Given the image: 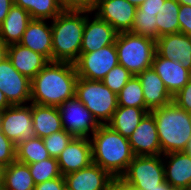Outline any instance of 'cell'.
<instances>
[{
  "label": "cell",
  "instance_id": "1",
  "mask_svg": "<svg viewBox=\"0 0 191 190\" xmlns=\"http://www.w3.org/2000/svg\"><path fill=\"white\" fill-rule=\"evenodd\" d=\"M77 79L73 63L48 62L31 80V103L59 107L75 96Z\"/></svg>",
  "mask_w": 191,
  "mask_h": 190
},
{
  "label": "cell",
  "instance_id": "2",
  "mask_svg": "<svg viewBox=\"0 0 191 190\" xmlns=\"http://www.w3.org/2000/svg\"><path fill=\"white\" fill-rule=\"evenodd\" d=\"M92 160L113 178L121 177L135 157L128 138L107 124H100L90 137Z\"/></svg>",
  "mask_w": 191,
  "mask_h": 190
},
{
  "label": "cell",
  "instance_id": "3",
  "mask_svg": "<svg viewBox=\"0 0 191 190\" xmlns=\"http://www.w3.org/2000/svg\"><path fill=\"white\" fill-rule=\"evenodd\" d=\"M85 11L63 10L51 20L52 62L75 63L80 56Z\"/></svg>",
  "mask_w": 191,
  "mask_h": 190
},
{
  "label": "cell",
  "instance_id": "4",
  "mask_svg": "<svg viewBox=\"0 0 191 190\" xmlns=\"http://www.w3.org/2000/svg\"><path fill=\"white\" fill-rule=\"evenodd\" d=\"M150 112L155 118L162 155L185 152L191 140V113L173 101Z\"/></svg>",
  "mask_w": 191,
  "mask_h": 190
},
{
  "label": "cell",
  "instance_id": "5",
  "mask_svg": "<svg viewBox=\"0 0 191 190\" xmlns=\"http://www.w3.org/2000/svg\"><path fill=\"white\" fill-rule=\"evenodd\" d=\"M115 48L119 65L133 75H138L151 68L156 53V41L130 31L120 32L115 40Z\"/></svg>",
  "mask_w": 191,
  "mask_h": 190
},
{
  "label": "cell",
  "instance_id": "6",
  "mask_svg": "<svg viewBox=\"0 0 191 190\" xmlns=\"http://www.w3.org/2000/svg\"><path fill=\"white\" fill-rule=\"evenodd\" d=\"M75 96L92 113L99 124H107L118 108L117 94L102 81H91L78 77Z\"/></svg>",
  "mask_w": 191,
  "mask_h": 190
},
{
  "label": "cell",
  "instance_id": "7",
  "mask_svg": "<svg viewBox=\"0 0 191 190\" xmlns=\"http://www.w3.org/2000/svg\"><path fill=\"white\" fill-rule=\"evenodd\" d=\"M121 178L130 186L149 190L165 182L162 155L135 156Z\"/></svg>",
  "mask_w": 191,
  "mask_h": 190
},
{
  "label": "cell",
  "instance_id": "8",
  "mask_svg": "<svg viewBox=\"0 0 191 190\" xmlns=\"http://www.w3.org/2000/svg\"><path fill=\"white\" fill-rule=\"evenodd\" d=\"M58 108L63 129L74 137L90 138L100 125L76 96L63 102Z\"/></svg>",
  "mask_w": 191,
  "mask_h": 190
},
{
  "label": "cell",
  "instance_id": "9",
  "mask_svg": "<svg viewBox=\"0 0 191 190\" xmlns=\"http://www.w3.org/2000/svg\"><path fill=\"white\" fill-rule=\"evenodd\" d=\"M119 64L115 43L100 48L99 50L80 53L74 63L78 77L102 81L106 74Z\"/></svg>",
  "mask_w": 191,
  "mask_h": 190
},
{
  "label": "cell",
  "instance_id": "10",
  "mask_svg": "<svg viewBox=\"0 0 191 190\" xmlns=\"http://www.w3.org/2000/svg\"><path fill=\"white\" fill-rule=\"evenodd\" d=\"M0 130L15 145L33 138L31 103L11 105L0 112Z\"/></svg>",
  "mask_w": 191,
  "mask_h": 190
},
{
  "label": "cell",
  "instance_id": "11",
  "mask_svg": "<svg viewBox=\"0 0 191 190\" xmlns=\"http://www.w3.org/2000/svg\"><path fill=\"white\" fill-rule=\"evenodd\" d=\"M0 90L10 105L31 103V80L19 73L7 56L0 61Z\"/></svg>",
  "mask_w": 191,
  "mask_h": 190
},
{
  "label": "cell",
  "instance_id": "12",
  "mask_svg": "<svg viewBox=\"0 0 191 190\" xmlns=\"http://www.w3.org/2000/svg\"><path fill=\"white\" fill-rule=\"evenodd\" d=\"M85 11V26L80 53H89L115 43L118 32L106 21L101 20L95 12Z\"/></svg>",
  "mask_w": 191,
  "mask_h": 190
},
{
  "label": "cell",
  "instance_id": "13",
  "mask_svg": "<svg viewBox=\"0 0 191 190\" xmlns=\"http://www.w3.org/2000/svg\"><path fill=\"white\" fill-rule=\"evenodd\" d=\"M136 9L127 0H101L93 12L120 33L132 31Z\"/></svg>",
  "mask_w": 191,
  "mask_h": 190
},
{
  "label": "cell",
  "instance_id": "14",
  "mask_svg": "<svg viewBox=\"0 0 191 190\" xmlns=\"http://www.w3.org/2000/svg\"><path fill=\"white\" fill-rule=\"evenodd\" d=\"M128 141L135 156L162 155L155 118L151 112L141 119Z\"/></svg>",
  "mask_w": 191,
  "mask_h": 190
},
{
  "label": "cell",
  "instance_id": "15",
  "mask_svg": "<svg viewBox=\"0 0 191 190\" xmlns=\"http://www.w3.org/2000/svg\"><path fill=\"white\" fill-rule=\"evenodd\" d=\"M57 161L62 176L89 166L93 162L90 138L74 137Z\"/></svg>",
  "mask_w": 191,
  "mask_h": 190
},
{
  "label": "cell",
  "instance_id": "16",
  "mask_svg": "<svg viewBox=\"0 0 191 190\" xmlns=\"http://www.w3.org/2000/svg\"><path fill=\"white\" fill-rule=\"evenodd\" d=\"M156 53L191 71V36L180 32L161 36L156 41Z\"/></svg>",
  "mask_w": 191,
  "mask_h": 190
},
{
  "label": "cell",
  "instance_id": "17",
  "mask_svg": "<svg viewBox=\"0 0 191 190\" xmlns=\"http://www.w3.org/2000/svg\"><path fill=\"white\" fill-rule=\"evenodd\" d=\"M66 190H105L113 177L95 163L63 176Z\"/></svg>",
  "mask_w": 191,
  "mask_h": 190
},
{
  "label": "cell",
  "instance_id": "18",
  "mask_svg": "<svg viewBox=\"0 0 191 190\" xmlns=\"http://www.w3.org/2000/svg\"><path fill=\"white\" fill-rule=\"evenodd\" d=\"M165 181L175 188L191 190V155L173 152L162 155Z\"/></svg>",
  "mask_w": 191,
  "mask_h": 190
},
{
  "label": "cell",
  "instance_id": "19",
  "mask_svg": "<svg viewBox=\"0 0 191 190\" xmlns=\"http://www.w3.org/2000/svg\"><path fill=\"white\" fill-rule=\"evenodd\" d=\"M19 43L52 62V28L47 20L32 19Z\"/></svg>",
  "mask_w": 191,
  "mask_h": 190
},
{
  "label": "cell",
  "instance_id": "20",
  "mask_svg": "<svg viewBox=\"0 0 191 190\" xmlns=\"http://www.w3.org/2000/svg\"><path fill=\"white\" fill-rule=\"evenodd\" d=\"M151 67L162 79L172 96L177 94L191 78V71L179 62L160 57L157 53L154 55Z\"/></svg>",
  "mask_w": 191,
  "mask_h": 190
},
{
  "label": "cell",
  "instance_id": "21",
  "mask_svg": "<svg viewBox=\"0 0 191 190\" xmlns=\"http://www.w3.org/2000/svg\"><path fill=\"white\" fill-rule=\"evenodd\" d=\"M143 89L145 108L150 112L173 101L162 79L151 67L136 75Z\"/></svg>",
  "mask_w": 191,
  "mask_h": 190
},
{
  "label": "cell",
  "instance_id": "22",
  "mask_svg": "<svg viewBox=\"0 0 191 190\" xmlns=\"http://www.w3.org/2000/svg\"><path fill=\"white\" fill-rule=\"evenodd\" d=\"M7 57L13 67L30 80L49 62L41 54L34 52L20 43L7 46Z\"/></svg>",
  "mask_w": 191,
  "mask_h": 190
},
{
  "label": "cell",
  "instance_id": "23",
  "mask_svg": "<svg viewBox=\"0 0 191 190\" xmlns=\"http://www.w3.org/2000/svg\"><path fill=\"white\" fill-rule=\"evenodd\" d=\"M31 20L26 10L14 4L0 25V40L7 46L19 43Z\"/></svg>",
  "mask_w": 191,
  "mask_h": 190
},
{
  "label": "cell",
  "instance_id": "24",
  "mask_svg": "<svg viewBox=\"0 0 191 190\" xmlns=\"http://www.w3.org/2000/svg\"><path fill=\"white\" fill-rule=\"evenodd\" d=\"M34 135L45 138L63 130L59 108L31 103Z\"/></svg>",
  "mask_w": 191,
  "mask_h": 190
},
{
  "label": "cell",
  "instance_id": "25",
  "mask_svg": "<svg viewBox=\"0 0 191 190\" xmlns=\"http://www.w3.org/2000/svg\"><path fill=\"white\" fill-rule=\"evenodd\" d=\"M147 112L146 108L118 106L107 125L129 138Z\"/></svg>",
  "mask_w": 191,
  "mask_h": 190
},
{
  "label": "cell",
  "instance_id": "26",
  "mask_svg": "<svg viewBox=\"0 0 191 190\" xmlns=\"http://www.w3.org/2000/svg\"><path fill=\"white\" fill-rule=\"evenodd\" d=\"M35 183L28 164L15 160L3 170V190H34Z\"/></svg>",
  "mask_w": 191,
  "mask_h": 190
},
{
  "label": "cell",
  "instance_id": "27",
  "mask_svg": "<svg viewBox=\"0 0 191 190\" xmlns=\"http://www.w3.org/2000/svg\"><path fill=\"white\" fill-rule=\"evenodd\" d=\"M14 4L40 20H53L64 10L60 0H14Z\"/></svg>",
  "mask_w": 191,
  "mask_h": 190
},
{
  "label": "cell",
  "instance_id": "28",
  "mask_svg": "<svg viewBox=\"0 0 191 190\" xmlns=\"http://www.w3.org/2000/svg\"><path fill=\"white\" fill-rule=\"evenodd\" d=\"M50 158L43 139L34 136L16 144V160L25 164L41 162Z\"/></svg>",
  "mask_w": 191,
  "mask_h": 190
},
{
  "label": "cell",
  "instance_id": "29",
  "mask_svg": "<svg viewBox=\"0 0 191 190\" xmlns=\"http://www.w3.org/2000/svg\"><path fill=\"white\" fill-rule=\"evenodd\" d=\"M179 9L180 3L177 0H165L161 13L156 14L157 34L159 37L179 33Z\"/></svg>",
  "mask_w": 191,
  "mask_h": 190
},
{
  "label": "cell",
  "instance_id": "30",
  "mask_svg": "<svg viewBox=\"0 0 191 190\" xmlns=\"http://www.w3.org/2000/svg\"><path fill=\"white\" fill-rule=\"evenodd\" d=\"M118 106L145 108L143 89L139 78L133 75L117 94Z\"/></svg>",
  "mask_w": 191,
  "mask_h": 190
},
{
  "label": "cell",
  "instance_id": "31",
  "mask_svg": "<svg viewBox=\"0 0 191 190\" xmlns=\"http://www.w3.org/2000/svg\"><path fill=\"white\" fill-rule=\"evenodd\" d=\"M28 167L35 184L62 176L56 158L50 157L41 162L28 164Z\"/></svg>",
  "mask_w": 191,
  "mask_h": 190
},
{
  "label": "cell",
  "instance_id": "32",
  "mask_svg": "<svg viewBox=\"0 0 191 190\" xmlns=\"http://www.w3.org/2000/svg\"><path fill=\"white\" fill-rule=\"evenodd\" d=\"M131 32L157 41L159 36L157 34L156 14L145 13L136 9Z\"/></svg>",
  "mask_w": 191,
  "mask_h": 190
},
{
  "label": "cell",
  "instance_id": "33",
  "mask_svg": "<svg viewBox=\"0 0 191 190\" xmlns=\"http://www.w3.org/2000/svg\"><path fill=\"white\" fill-rule=\"evenodd\" d=\"M73 138L74 136L72 134L63 129L42 139L50 157L58 159Z\"/></svg>",
  "mask_w": 191,
  "mask_h": 190
},
{
  "label": "cell",
  "instance_id": "34",
  "mask_svg": "<svg viewBox=\"0 0 191 190\" xmlns=\"http://www.w3.org/2000/svg\"><path fill=\"white\" fill-rule=\"evenodd\" d=\"M132 76L133 74L131 72H129L122 65L118 64L106 74L102 82L112 92L118 94Z\"/></svg>",
  "mask_w": 191,
  "mask_h": 190
},
{
  "label": "cell",
  "instance_id": "35",
  "mask_svg": "<svg viewBox=\"0 0 191 190\" xmlns=\"http://www.w3.org/2000/svg\"><path fill=\"white\" fill-rule=\"evenodd\" d=\"M16 160V145L0 130V165L6 167Z\"/></svg>",
  "mask_w": 191,
  "mask_h": 190
},
{
  "label": "cell",
  "instance_id": "36",
  "mask_svg": "<svg viewBox=\"0 0 191 190\" xmlns=\"http://www.w3.org/2000/svg\"><path fill=\"white\" fill-rule=\"evenodd\" d=\"M64 10L92 12L97 6V0H60Z\"/></svg>",
  "mask_w": 191,
  "mask_h": 190
},
{
  "label": "cell",
  "instance_id": "37",
  "mask_svg": "<svg viewBox=\"0 0 191 190\" xmlns=\"http://www.w3.org/2000/svg\"><path fill=\"white\" fill-rule=\"evenodd\" d=\"M175 102L181 109L191 113V78L188 83L173 96Z\"/></svg>",
  "mask_w": 191,
  "mask_h": 190
},
{
  "label": "cell",
  "instance_id": "38",
  "mask_svg": "<svg viewBox=\"0 0 191 190\" xmlns=\"http://www.w3.org/2000/svg\"><path fill=\"white\" fill-rule=\"evenodd\" d=\"M178 21L179 32L191 36V6L180 4Z\"/></svg>",
  "mask_w": 191,
  "mask_h": 190
},
{
  "label": "cell",
  "instance_id": "39",
  "mask_svg": "<svg viewBox=\"0 0 191 190\" xmlns=\"http://www.w3.org/2000/svg\"><path fill=\"white\" fill-rule=\"evenodd\" d=\"M34 190H66L64 177L61 176L36 184Z\"/></svg>",
  "mask_w": 191,
  "mask_h": 190
},
{
  "label": "cell",
  "instance_id": "40",
  "mask_svg": "<svg viewBox=\"0 0 191 190\" xmlns=\"http://www.w3.org/2000/svg\"><path fill=\"white\" fill-rule=\"evenodd\" d=\"M164 2L165 0H146L137 9L150 14L161 13Z\"/></svg>",
  "mask_w": 191,
  "mask_h": 190
},
{
  "label": "cell",
  "instance_id": "41",
  "mask_svg": "<svg viewBox=\"0 0 191 190\" xmlns=\"http://www.w3.org/2000/svg\"><path fill=\"white\" fill-rule=\"evenodd\" d=\"M105 190H130V185H128L121 177H116L107 184Z\"/></svg>",
  "mask_w": 191,
  "mask_h": 190
},
{
  "label": "cell",
  "instance_id": "42",
  "mask_svg": "<svg viewBox=\"0 0 191 190\" xmlns=\"http://www.w3.org/2000/svg\"><path fill=\"white\" fill-rule=\"evenodd\" d=\"M13 5L14 0H0V25L3 23Z\"/></svg>",
  "mask_w": 191,
  "mask_h": 190
},
{
  "label": "cell",
  "instance_id": "43",
  "mask_svg": "<svg viewBox=\"0 0 191 190\" xmlns=\"http://www.w3.org/2000/svg\"><path fill=\"white\" fill-rule=\"evenodd\" d=\"M11 105L8 103L7 99L5 98L4 93L0 90V112L5 110L6 108L10 107Z\"/></svg>",
  "mask_w": 191,
  "mask_h": 190
},
{
  "label": "cell",
  "instance_id": "44",
  "mask_svg": "<svg viewBox=\"0 0 191 190\" xmlns=\"http://www.w3.org/2000/svg\"><path fill=\"white\" fill-rule=\"evenodd\" d=\"M7 56V45L0 40V61Z\"/></svg>",
  "mask_w": 191,
  "mask_h": 190
},
{
  "label": "cell",
  "instance_id": "45",
  "mask_svg": "<svg viewBox=\"0 0 191 190\" xmlns=\"http://www.w3.org/2000/svg\"><path fill=\"white\" fill-rule=\"evenodd\" d=\"M171 186L165 181L160 185H156L154 188L149 190H168Z\"/></svg>",
  "mask_w": 191,
  "mask_h": 190
},
{
  "label": "cell",
  "instance_id": "46",
  "mask_svg": "<svg viewBox=\"0 0 191 190\" xmlns=\"http://www.w3.org/2000/svg\"><path fill=\"white\" fill-rule=\"evenodd\" d=\"M127 1L138 8L141 5V3L146 1V0H127Z\"/></svg>",
  "mask_w": 191,
  "mask_h": 190
},
{
  "label": "cell",
  "instance_id": "47",
  "mask_svg": "<svg viewBox=\"0 0 191 190\" xmlns=\"http://www.w3.org/2000/svg\"><path fill=\"white\" fill-rule=\"evenodd\" d=\"M3 170H4V167H2L0 165V188H3L2 185H3Z\"/></svg>",
  "mask_w": 191,
  "mask_h": 190
},
{
  "label": "cell",
  "instance_id": "48",
  "mask_svg": "<svg viewBox=\"0 0 191 190\" xmlns=\"http://www.w3.org/2000/svg\"><path fill=\"white\" fill-rule=\"evenodd\" d=\"M182 5H189L191 6V0H177Z\"/></svg>",
  "mask_w": 191,
  "mask_h": 190
},
{
  "label": "cell",
  "instance_id": "49",
  "mask_svg": "<svg viewBox=\"0 0 191 190\" xmlns=\"http://www.w3.org/2000/svg\"><path fill=\"white\" fill-rule=\"evenodd\" d=\"M187 154H190L191 155V140L189 141V144L187 146V149L185 151Z\"/></svg>",
  "mask_w": 191,
  "mask_h": 190
},
{
  "label": "cell",
  "instance_id": "50",
  "mask_svg": "<svg viewBox=\"0 0 191 190\" xmlns=\"http://www.w3.org/2000/svg\"><path fill=\"white\" fill-rule=\"evenodd\" d=\"M168 190H185V189L170 187Z\"/></svg>",
  "mask_w": 191,
  "mask_h": 190
},
{
  "label": "cell",
  "instance_id": "51",
  "mask_svg": "<svg viewBox=\"0 0 191 190\" xmlns=\"http://www.w3.org/2000/svg\"><path fill=\"white\" fill-rule=\"evenodd\" d=\"M130 190H140V189H137V188H135L133 186H130Z\"/></svg>",
  "mask_w": 191,
  "mask_h": 190
}]
</instances>
